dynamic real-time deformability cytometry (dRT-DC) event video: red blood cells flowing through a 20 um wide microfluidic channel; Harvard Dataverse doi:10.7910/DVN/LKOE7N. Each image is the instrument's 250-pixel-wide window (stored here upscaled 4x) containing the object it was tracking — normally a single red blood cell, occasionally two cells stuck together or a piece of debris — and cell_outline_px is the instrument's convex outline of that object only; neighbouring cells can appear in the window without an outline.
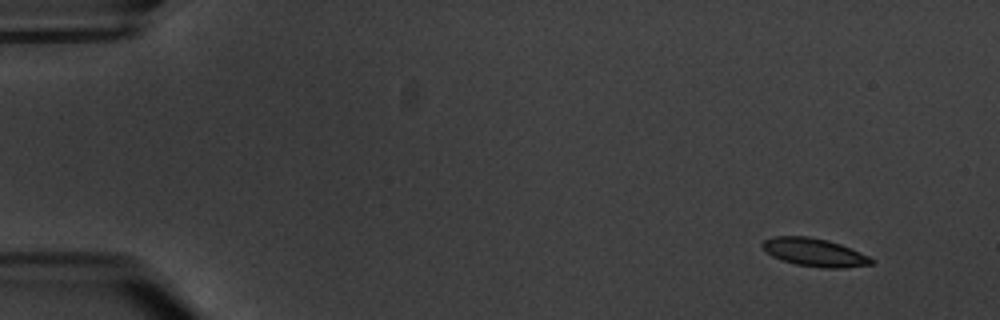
{"species": "common noctule bat (a hibernating species)", "species_latin": "Nyctalus noctula", "temperature_condition": "warm", "stored_images_in_passage": 4, "camera_frame_rate_fps": 3000, "um_per_image_px": 0.085, "animal": {"sex": "male", "body_mass_g": 20.1, "forearm_length_mm": 53.5}, "frame": {"image": 1, "passage_image": 1, "time_ms": 0.0, "image_size_px": [1000, 320], "cell_outline_px": [[876, 260], [872, 264], [844, 268], [824, 268], [796, 264], [772, 256], [760, 244], [764, 240], [772, 236], [808, 236], [828, 240], [840, 244], [860, 252]], "centroid_in_image_um": [69.25, 21.44], "position_along_channel_um": 15.8, "area_um2": 17.74}}